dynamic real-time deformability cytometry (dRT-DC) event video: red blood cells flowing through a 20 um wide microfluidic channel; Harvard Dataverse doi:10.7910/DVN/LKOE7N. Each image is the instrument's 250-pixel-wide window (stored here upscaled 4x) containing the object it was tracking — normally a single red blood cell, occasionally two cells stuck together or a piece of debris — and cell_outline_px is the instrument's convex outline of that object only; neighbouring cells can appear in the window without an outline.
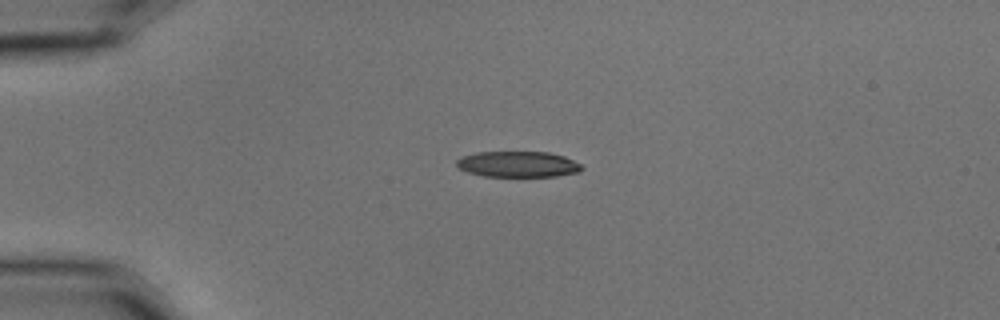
{"species": "common noctule bat (a hibernating species)", "species_latin": "Nyctalus noctula", "temperature_condition": "cold", "stored_images_in_passage": 4, "camera_frame_rate_fps": 3000, "um_per_image_px": 0.085, "animal": {"sex": "male", "body_mass_g": 15.6}, "frame": {"image": 1, "passage_image": 3, "time_ms": 0.667, "image_size_px": [1000, 320], "cell_outline_px": [[584, 168], [580, 172], [556, 176], [484, 176], [468, 172], [460, 168], [456, 164], [456, 160], [460, 156], [476, 152], [548, 152], [564, 156], [580, 164]], "centroid_in_image_um": [44.02, 13.95], "position_along_channel_um": 41.0, "area_um2": 18.84}}